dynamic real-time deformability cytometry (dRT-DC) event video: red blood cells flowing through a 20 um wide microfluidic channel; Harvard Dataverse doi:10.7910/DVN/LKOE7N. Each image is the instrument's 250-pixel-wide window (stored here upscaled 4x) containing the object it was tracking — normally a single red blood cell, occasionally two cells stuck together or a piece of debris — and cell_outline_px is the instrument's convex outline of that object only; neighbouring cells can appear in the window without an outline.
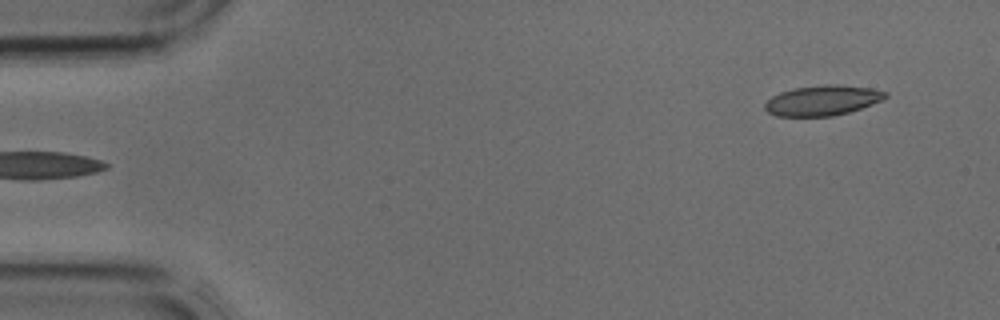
{"species": "common noctule bat (a hibernating species)", "species_latin": "Nyctalus noctula", "temperature_condition": "cold", "stored_images_in_passage": 3, "segment_of_instrument_passage": [2, 2], "camera_frame_rate_fps": 3000, "um_per_image_px": 0.085, "animal": {"sex": "male", "body_mass_g": 17.9, "forearm_length_mm": 54.2}, "frame": {"image": 1, "passage_image": 3, "time_ms": 0.667, "image_size_px": [1000, 320], "cell_outline_px": [[888, 96], [872, 104], [848, 112], [832, 116], [776, 116], [768, 112], [764, 108], [764, 104], [772, 96], [780, 92], [796, 88], [824, 84], [836, 84], [868, 88], [888, 92]], "centroid_in_image_um": [69.88, 8.53], "position_along_channel_um": 15.1, "area_um2": 20.98}}